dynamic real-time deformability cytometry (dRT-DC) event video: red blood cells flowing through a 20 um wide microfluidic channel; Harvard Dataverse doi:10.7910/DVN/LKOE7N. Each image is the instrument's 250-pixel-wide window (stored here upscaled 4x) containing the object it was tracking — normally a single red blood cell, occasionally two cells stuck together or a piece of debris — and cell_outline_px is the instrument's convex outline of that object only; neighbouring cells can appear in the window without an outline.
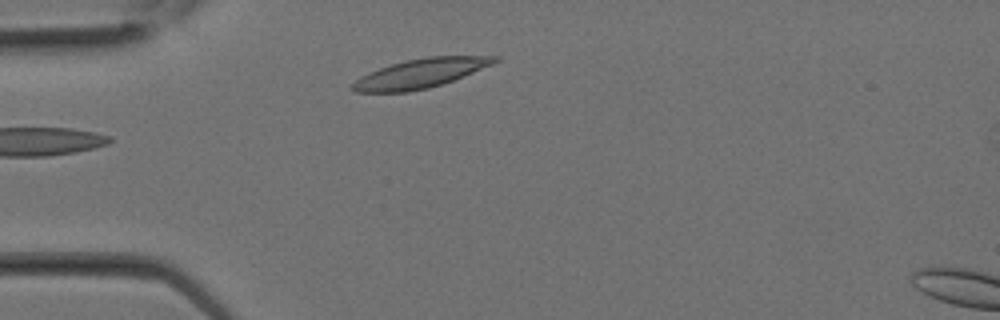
{"species": "Egyptian fruit bat (a non-hibernating species)", "species_latin": "Rousettus aegyptiacus", "temperature_condition": "room temperature", "stored_images_in_passage": 19, "camera_frame_rate_fps": 3000, "um_per_image_px": 0.085, "animal": {"sex": "female"}, "frame": {"image": 1, "passage_image": 1, "time_ms": 0.0, "image_size_px": [1000, 320], "cell_outline_px": [[500, 60], [492, 64], [452, 80], [428, 88], [408, 92], [356, 92], [348, 88], [360, 76], [368, 72], [404, 60], [428, 56], [500, 56]], "centroid_in_image_um": [35.69, 6.23], "position_along_channel_um": 49.3, "area_um2": 23.99}}
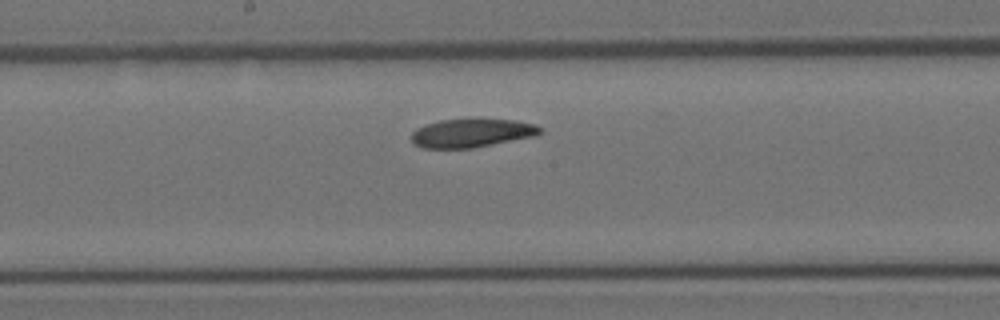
{"frame": {"image": 2, "passage_image": 8, "time_ms": 2.333, "image_size_px": [1000, 320], "cell_outline_px": [[544, 132], [536, 136], [472, 148], [420, 148], [412, 144], [412, 132], [416, 128], [424, 124], [440, 120], [468, 116], [516, 120], [536, 124], [544, 128]], "centroid_in_image_um": [40.12, 11.26], "position_along_channel_um": 208.1, "area_um2": 22.6}}
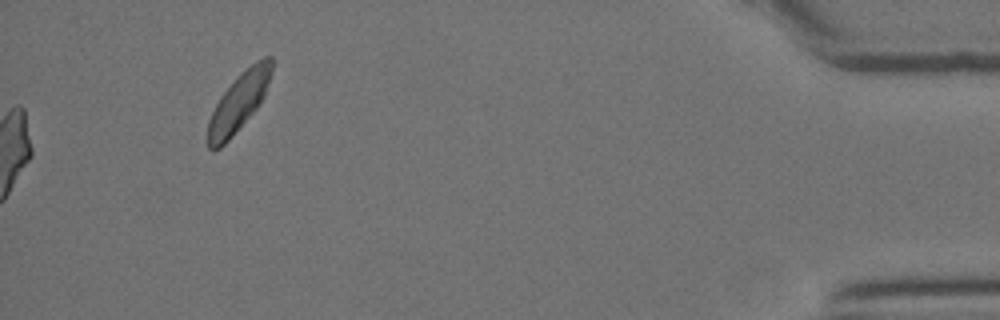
{"frame": {"image": 3, "passage_image": 19, "time_ms": 6.0, "image_size_px": [1000, 320], "cell_outline_px": [[272, 72], [264, 96], [256, 108], [228, 140], [220, 148], [212, 152], [208, 148], [208, 120], [220, 96], [256, 60], [264, 56], [272, 56]], "centroid_in_image_um": [20.29, 8.71], "position_along_channel_um": 414.9, "area_um2": 20.92}}